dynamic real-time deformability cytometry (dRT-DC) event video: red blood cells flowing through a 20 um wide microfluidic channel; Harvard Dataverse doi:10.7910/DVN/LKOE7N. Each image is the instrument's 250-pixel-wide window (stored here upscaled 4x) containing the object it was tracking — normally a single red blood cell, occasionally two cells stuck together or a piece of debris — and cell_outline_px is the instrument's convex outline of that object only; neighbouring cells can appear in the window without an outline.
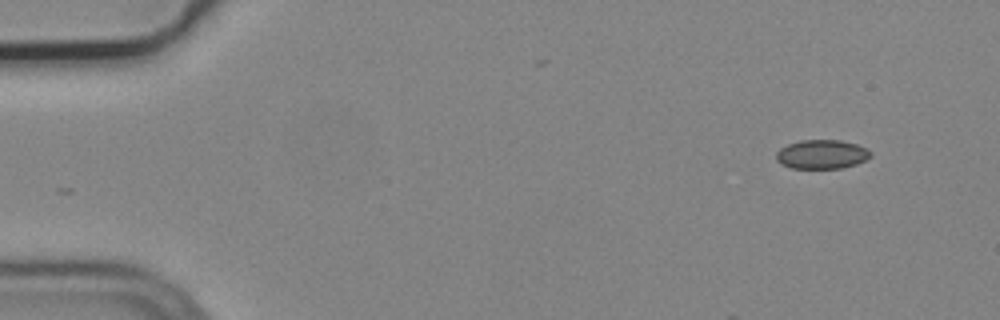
{"species": "common noctule bat (a hibernating species)", "species_latin": "Nyctalus noctula", "temperature_condition": "cold", "stored_images_in_passage": 5, "camera_frame_rate_fps": 3000, "um_per_image_px": 0.085, "animal": {"sex": "male", "body_mass_g": 19.2, "forearm_length_mm": 51.8}, "frame": {"image": 1, "passage_image": 1, "time_ms": 0.0, "image_size_px": [1000, 320], "cell_outline_px": [[872, 156], [856, 164], [840, 168], [792, 168], [780, 164], [776, 160], [776, 152], [780, 148], [788, 144], [800, 140], [840, 140], [856, 144], [868, 148], [872, 152]], "centroid_in_image_um": [69.85, 13.11], "position_along_channel_um": 15.2, "area_um2": 16.07}}
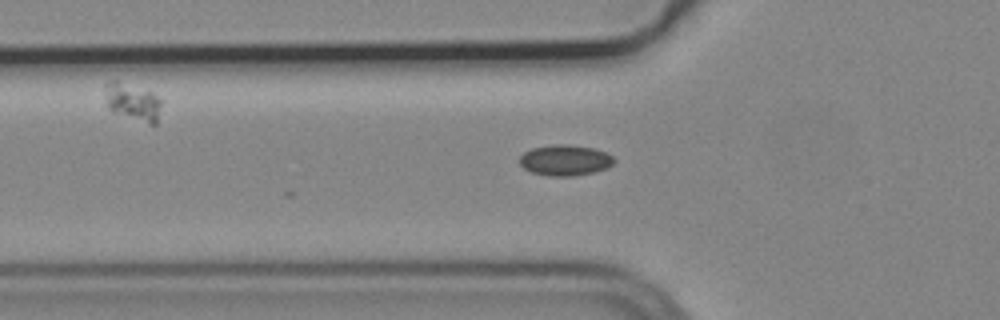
{"frame": {"image": 2, "passage_image": 5, "time_ms": 1.333, "image_size_px": [1000, 320], "cell_outline_px": [[616, 160], [608, 168], [596, 172], [572, 176], [548, 176], [532, 172], [524, 168], [520, 164], [520, 156], [524, 152], [532, 148], [556, 144], [568, 144], [596, 148], [612, 156]], "centroid_in_image_um": [48.06, 13.62], "position_along_channel_um": 77.7, "area_um2": 17.05}}